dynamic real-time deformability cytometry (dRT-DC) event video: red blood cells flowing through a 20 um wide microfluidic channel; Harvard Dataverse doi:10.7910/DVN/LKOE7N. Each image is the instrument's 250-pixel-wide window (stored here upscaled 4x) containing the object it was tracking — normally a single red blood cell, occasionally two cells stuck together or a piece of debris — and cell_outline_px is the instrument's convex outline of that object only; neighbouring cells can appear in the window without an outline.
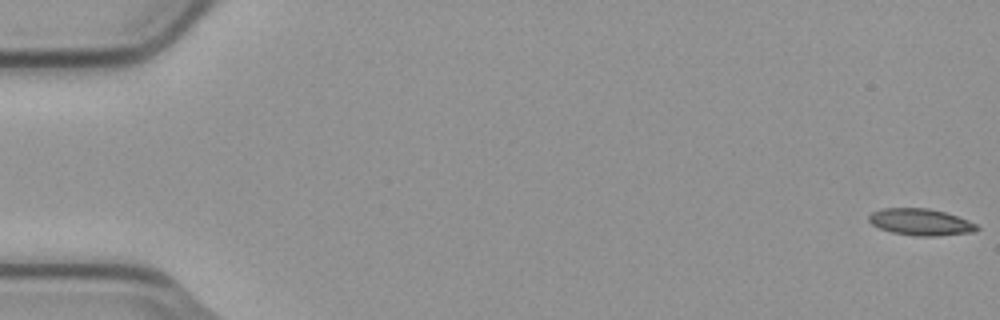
{"species": "common noctule bat (a hibernating species)", "species_latin": "Nyctalus noctula", "temperature_condition": "cold", "stored_images_in_passage": 55, "camera_frame_rate_fps": 3000, "um_per_image_px": 0.085, "animal": {"sex": "male", "body_mass_g": 23.1, "forearm_length_mm": 52.7}, "frame": {"image": 1, "passage_image": 1, "time_ms": 0.0, "image_size_px": [1000, 320], "cell_outline_px": [[980, 228], [976, 232], [936, 236], [916, 236], [892, 232], [880, 228], [872, 224], [868, 220], [868, 216], [872, 212], [880, 208], [928, 208], [944, 212], [968, 220], [976, 224]], "centroid_in_image_um": [78.26, 18.87], "position_along_channel_um": 6.7, "area_um2": 16.82}}
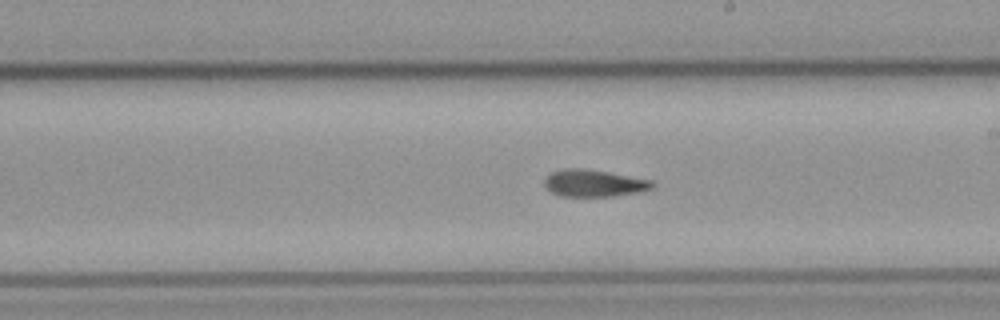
{"frame": {"image": 2, "passage_image": 32, "time_ms": 10.333, "image_size_px": [1000, 320], "cell_outline_px": [[656, 184], [652, 188], [644, 192], [612, 196], [560, 196], [552, 192], [544, 184], [544, 180], [552, 172], [564, 168], [580, 168], [608, 172], [652, 180]], "centroid_in_image_um": [50.53, 15.58], "position_along_channel_um": 238.5, "area_um2": 16.99}}
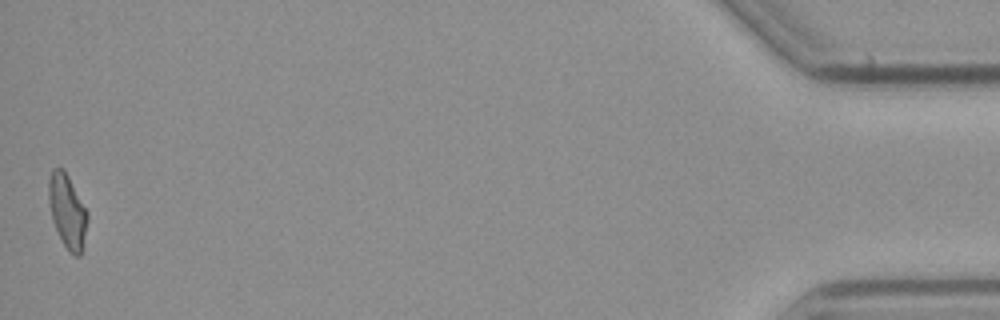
{"frame": {"image": 3, "passage_image": 55, "time_ms": 18.0, "image_size_px": [1000, 320], "cell_outline_px": [[88, 220], [80, 256], [76, 256], [64, 244], [52, 220], [48, 200], [48, 180], [52, 168], [64, 168], [88, 212]], "centroid_in_image_um": [5.71, 17.88], "position_along_channel_um": 429.5, "area_um2": 16.47}, "authors_computed_cell_mechanics": {"area_um2": 16.9354, "velocity_mm_per_s": 3.7805, "shape_relaxation_time_tau1_ms": null, "shape_relaxation_time_tau2_ms": 5.1446, "deformation_change_tau1": null, "deformation_change_tau2": 0.113}}